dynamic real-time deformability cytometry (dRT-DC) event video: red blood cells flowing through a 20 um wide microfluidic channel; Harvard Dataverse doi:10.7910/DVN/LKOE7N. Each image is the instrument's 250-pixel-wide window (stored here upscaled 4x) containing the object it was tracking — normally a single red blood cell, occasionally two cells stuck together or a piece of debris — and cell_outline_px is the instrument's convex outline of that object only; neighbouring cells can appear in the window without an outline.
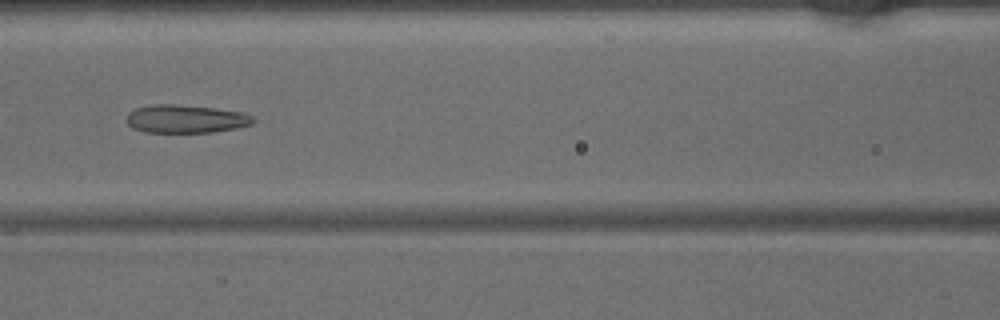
{"species": "common noctule bat (a hibernating species)", "species_latin": "Nyctalus noctula", "temperature_condition": "warm", "stored_images_in_passage": 46, "camera_frame_rate_fps": 3000, "um_per_image_px": 0.085, "animal": {"sex": "male", "body_mass_g": 15.6}, "frame": {"image": 1, "passage_image": 20, "time_ms": 6.333, "image_size_px": [1000, 320], "cell_outline_px": [[256, 120], [252, 124], [236, 128], [212, 132], [144, 132], [132, 128], [128, 124], [128, 112], [136, 108], [152, 104], [172, 104], [212, 108], [244, 112], [252, 116]], "centroid_in_image_um": [15.79, 10.11], "position_along_channel_um": 150.8, "area_um2": 20.69}}
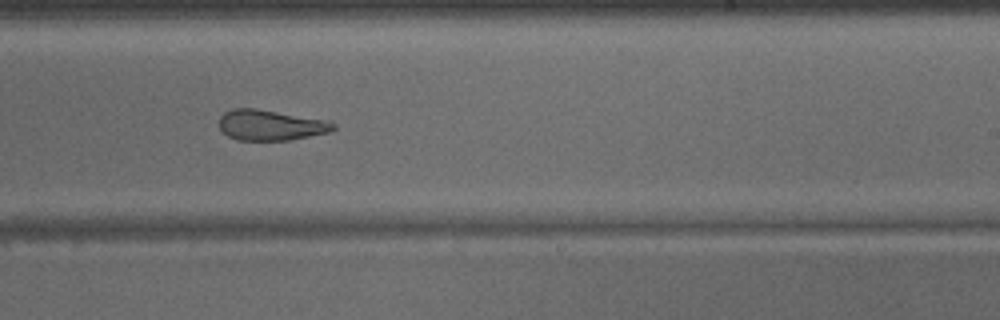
{"frame": {"image": 2, "passage_image": 28, "time_ms": 9.0, "image_size_px": [1000, 320], "cell_outline_px": [[336, 128], [332, 132], [288, 140], [236, 140], [228, 136], [220, 128], [220, 116], [224, 112], [232, 108], [256, 108], [332, 120], [336, 124]], "centroid_in_image_um": [23.07, 10.62], "position_along_channel_um": 265.9, "area_um2": 20.69}}
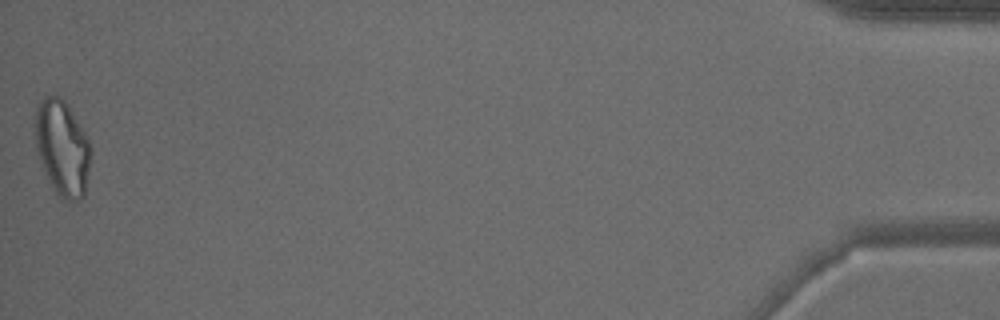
{"frame": {"image": 3, "passage_image": 46, "time_ms": 15.0, "image_size_px": [1000, 320], "cell_outline_px": [[92, 152], [84, 196], [80, 200], [60, 200], [56, 196], [44, 172], [36, 148], [36, 104], [44, 96], [60, 96], [68, 104], [84, 128], [92, 148]], "centroid_in_image_um": [5.32, 12.58], "position_along_channel_um": 429.9, "area_um2": 31.56}}